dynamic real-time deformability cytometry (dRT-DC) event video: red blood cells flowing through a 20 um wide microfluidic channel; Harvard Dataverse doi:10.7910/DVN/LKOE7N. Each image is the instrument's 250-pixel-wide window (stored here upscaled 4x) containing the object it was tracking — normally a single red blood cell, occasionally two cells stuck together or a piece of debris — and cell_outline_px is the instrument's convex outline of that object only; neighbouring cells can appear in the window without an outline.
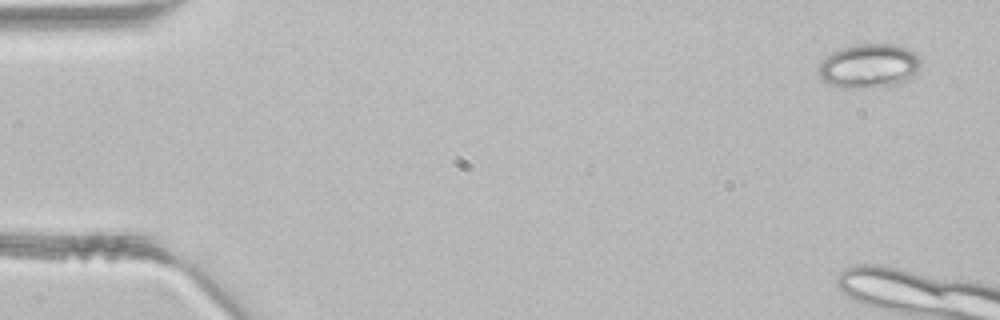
{"species": "common noctule bat (a hibernating species)", "species_latin": "Nyctalus noctula", "temperature_condition": "room temperature", "stored_images_in_passage": 4, "camera_frame_rate_fps": 3000, "um_per_image_px": 0.085, "animal": {"sex": "male", "body_mass_g": 21.5, "forearm_length_mm": 52.0}, "frame": {"image": 1, "passage_image": 1, "time_ms": 0.0, "image_size_px": [1000, 320], "cell_outline_px": [[920, 68], [908, 80], [900, 84], [856, 88], [840, 88], [828, 84], [820, 80], [816, 72], [820, 64], [832, 52], [856, 44], [900, 44], [908, 48], [920, 56]], "centroid_in_image_um": [73.87, 5.61], "position_along_channel_um": 11.1, "area_um2": 26.59}}